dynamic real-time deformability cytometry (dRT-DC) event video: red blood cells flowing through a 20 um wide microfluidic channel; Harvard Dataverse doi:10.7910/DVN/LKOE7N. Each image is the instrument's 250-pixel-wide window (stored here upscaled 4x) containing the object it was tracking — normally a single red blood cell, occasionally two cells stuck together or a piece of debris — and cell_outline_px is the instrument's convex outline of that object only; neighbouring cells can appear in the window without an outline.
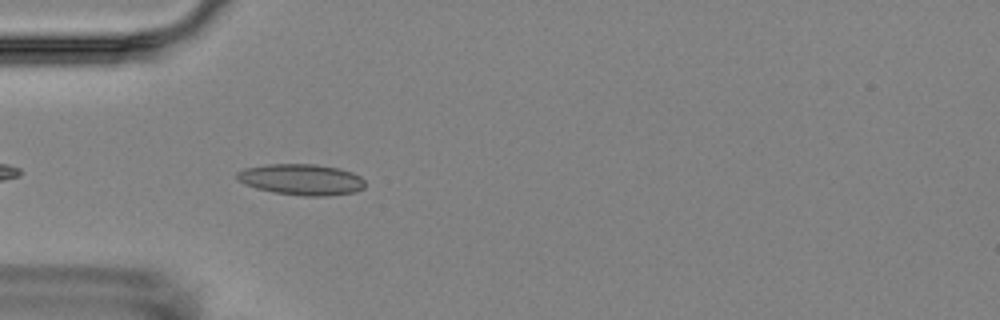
{"species": "Egyptian fruit bat (a non-hibernating species)", "species_latin": "Rousettus aegyptiacus", "temperature_condition": "room temperature", "stored_images_in_passage": 4, "camera_frame_rate_fps": 3000, "um_per_image_px": 0.085, "animal": {"sex": "female"}, "frame": {"image": 1, "passage_image": 4, "time_ms": 4.0, "image_size_px": [1000, 320], "cell_outline_px": [[364, 188], [356, 192], [328, 196], [304, 196], [272, 192], [256, 188], [244, 184], [236, 180], [236, 172], [244, 168], [268, 164], [316, 164], [340, 168], [352, 172], [360, 176], [364, 180]], "centroid_in_image_um": [25.61, 15.26], "position_along_channel_um": 59.4, "area_um2": 23.47}}